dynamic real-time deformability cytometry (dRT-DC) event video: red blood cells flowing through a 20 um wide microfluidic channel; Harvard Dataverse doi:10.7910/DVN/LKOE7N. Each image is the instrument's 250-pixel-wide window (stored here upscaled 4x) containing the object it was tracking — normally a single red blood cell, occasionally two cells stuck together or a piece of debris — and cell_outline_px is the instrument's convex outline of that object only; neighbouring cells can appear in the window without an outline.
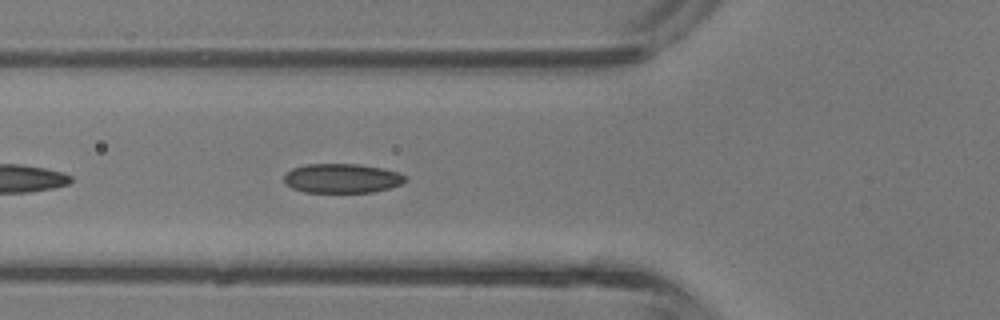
{"species": "common noctule bat (a hibernating species)", "species_latin": "Nyctalus noctula", "temperature_condition": "room temperature", "stored_images_in_passage": 31, "camera_frame_rate_fps": 3000, "um_per_image_px": 0.085, "animal": {"sex": "male", "body_mass_g": 13.3}, "frame": {"image": 1, "passage_image": 15, "time_ms": 4.667, "image_size_px": [1000, 320], "cell_outline_px": [[408, 180], [400, 184], [388, 188], [372, 192], [304, 192], [292, 188], [284, 180], [284, 176], [292, 168], [304, 164], [360, 164], [384, 168], [400, 172], [408, 176]], "centroid_in_image_um": [29.11, 15.14], "position_along_channel_um": 96.7, "area_um2": 20.87}}
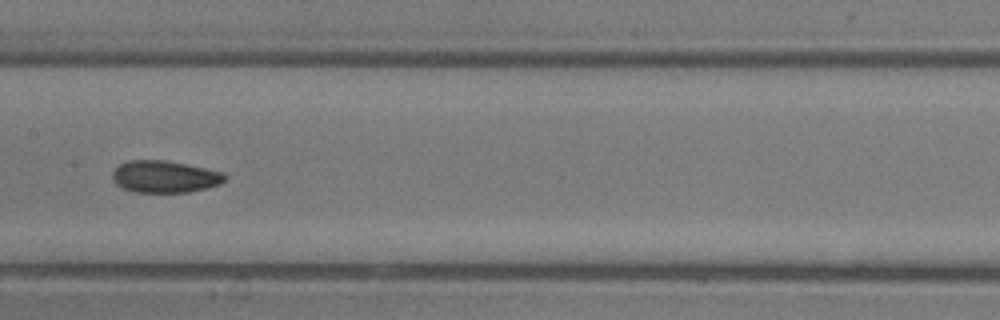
{"frame": {"image": 2, "passage_image": 21, "time_ms": 6.667, "image_size_px": [1000, 320], "cell_outline_px": [[228, 176], [220, 184], [208, 188], [188, 192], [136, 192], [124, 188], [116, 184], [112, 180], [112, 172], [120, 164], [128, 160], [164, 160], [224, 172]], "centroid_in_image_um": [14.01, 15.02], "position_along_channel_um": 193.4, "area_um2": 20.92}}
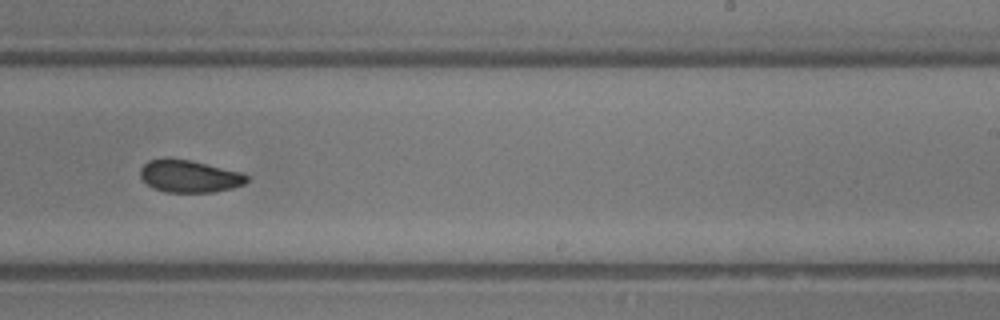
{"frame": {"image": 3, "passage_image": 26, "time_ms": 8.333, "image_size_px": [1000, 320], "cell_outline_px": [[248, 180], [244, 184], [232, 188], [212, 192], [164, 192], [152, 188], [140, 176], [140, 168], [148, 160], [164, 156], [168, 156], [192, 160], [244, 172], [248, 176]], "centroid_in_image_um": [16.08, 14.94], "position_along_channel_um": 272.9, "area_um2": 20.63}}